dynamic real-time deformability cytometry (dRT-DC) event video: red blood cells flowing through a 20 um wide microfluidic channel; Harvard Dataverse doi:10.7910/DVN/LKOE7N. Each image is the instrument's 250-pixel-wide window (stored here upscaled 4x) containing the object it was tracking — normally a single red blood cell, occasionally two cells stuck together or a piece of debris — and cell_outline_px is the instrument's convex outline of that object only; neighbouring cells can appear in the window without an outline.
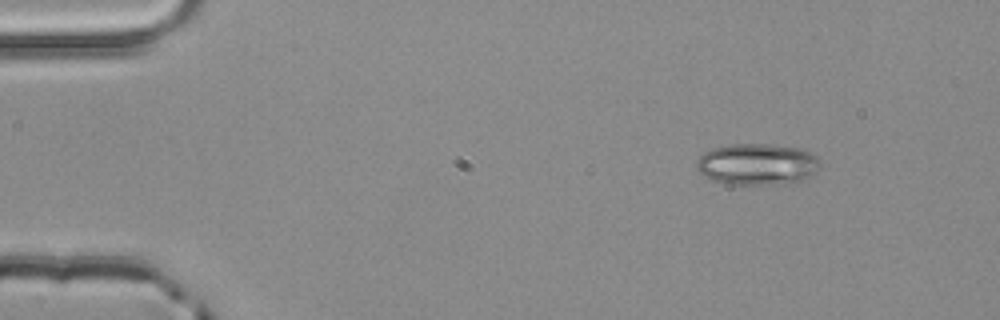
{"species": "common noctule bat (a hibernating species)", "species_latin": "Nyctalus noctula", "temperature_condition": "room temperature", "stored_images_in_passage": 3, "camera_frame_rate_fps": 3000, "um_per_image_px": 0.085, "animal": {"sex": "male", "body_mass_g": 20.4}, "frame": {"image": 1, "passage_image": 1, "time_ms": 0.0, "image_size_px": [1000, 320], "cell_outline_px": [[820, 168], [816, 172], [800, 180], [784, 184], [732, 184], [712, 180], [700, 172], [696, 168], [696, 160], [704, 152], [712, 148], [732, 144], [768, 144], [800, 148], [812, 152], [820, 160]], "centroid_in_image_um": [64.38, 13.95], "position_along_channel_um": 20.6, "area_um2": 29.88}}